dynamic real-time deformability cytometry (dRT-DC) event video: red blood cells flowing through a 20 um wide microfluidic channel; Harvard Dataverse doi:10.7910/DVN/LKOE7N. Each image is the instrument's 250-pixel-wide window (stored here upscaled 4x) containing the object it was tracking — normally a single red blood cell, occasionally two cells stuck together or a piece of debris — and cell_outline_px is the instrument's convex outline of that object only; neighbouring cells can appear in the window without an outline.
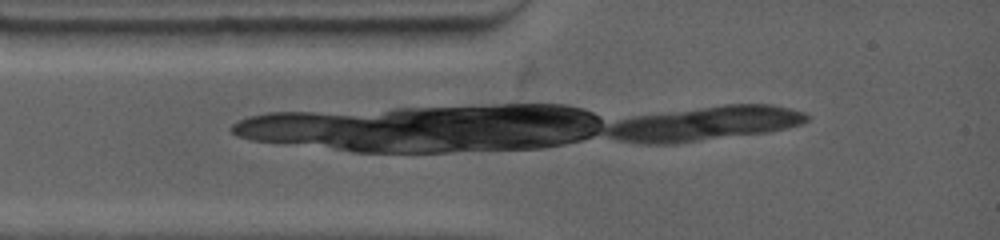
{"species": "common noctule bat (a hibernating species)", "species_latin": "Nyctalus noctula", "temperature_condition": "warm", "stored_images_in_passage": 3, "camera_frame_rate_fps": 4500, "um_per_image_px": 0.085, "animal": {"sex": "female", "body_mass_g": 19.0, "forearm_length_mm": 53.3}, "frame": {"image": 1, "passage_image": 1, "time_ms": 0.0, "image_size_px": [1000, 240], "cell_outline_px": [[472, 36], [464, 44], [312, 44], [300, 28], [472, 28]], "centroid_in_image_um": [32.98, 3.05], "position_along_channel_um": 52.0, "area_um2": 18.96}}